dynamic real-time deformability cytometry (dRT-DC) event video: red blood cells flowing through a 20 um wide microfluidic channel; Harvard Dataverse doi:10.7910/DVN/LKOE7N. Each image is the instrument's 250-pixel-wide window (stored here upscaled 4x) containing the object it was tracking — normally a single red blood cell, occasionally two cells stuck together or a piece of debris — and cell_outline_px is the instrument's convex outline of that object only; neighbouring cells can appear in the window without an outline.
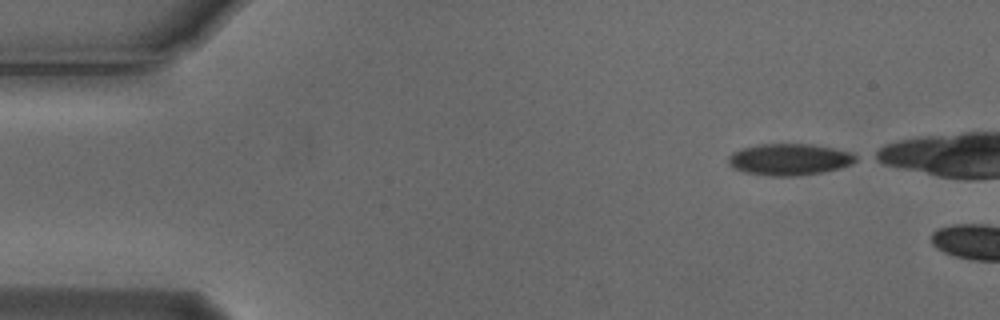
{"species": "Egyptian fruit bat (a non-hibernating species)", "species_latin": "Rousettus aegyptiacus", "temperature_condition": "cold", "stored_images_in_passage": 8, "camera_frame_rate_fps": 3000, "um_per_image_px": 0.085, "animal": {"sex": "male"}, "frame": {"image": 1, "passage_image": 1, "time_ms": 0.0, "image_size_px": [1000, 320], "cell_outline_px": [[860, 160], [852, 164], [840, 168], [824, 172], [796, 176], [772, 176], [744, 172], [732, 168], [728, 164], [728, 156], [732, 152], [740, 148], [760, 144], [812, 144], [852, 152], [860, 156]], "centroid_in_image_um": [67.13, 13.55], "position_along_channel_um": 17.9, "area_um2": 23.87}}